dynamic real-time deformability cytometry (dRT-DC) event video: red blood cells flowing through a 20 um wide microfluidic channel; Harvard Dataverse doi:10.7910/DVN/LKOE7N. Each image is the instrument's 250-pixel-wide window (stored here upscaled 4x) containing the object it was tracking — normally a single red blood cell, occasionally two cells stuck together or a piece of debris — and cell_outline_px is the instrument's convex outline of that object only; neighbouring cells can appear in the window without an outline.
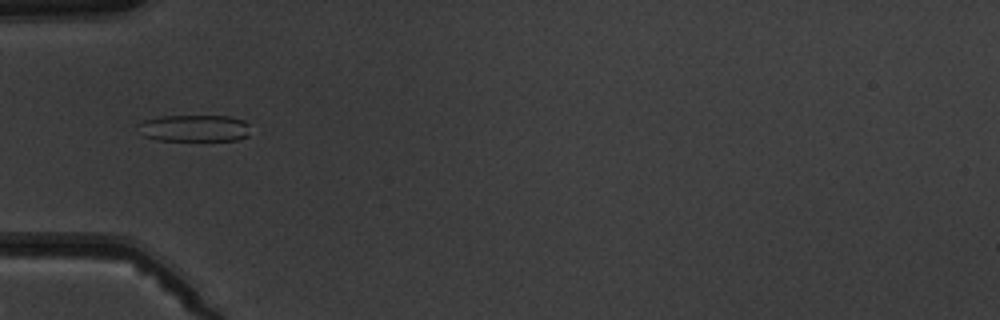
{"species": "common noctule bat (a hibernating species)", "species_latin": "Nyctalus noctula", "temperature_condition": "warm", "stored_images_in_passage": 7, "camera_frame_rate_fps": 3000, "um_per_image_px": 0.085, "animal": {"sex": "male", "body_mass_g": 19.5, "forearm_length_mm": 54.6}, "frame": {"image": 1, "passage_image": 5, "time_ms": 5.333, "image_size_px": [1000, 320], "cell_outline_px": [[248, 136], [236, 140], [156, 140], [144, 136], [136, 124], [144, 120], [160, 116], [232, 116], [244, 120], [248, 124]], "centroid_in_image_um": [16.51, 10.89], "position_along_channel_um": 68.5, "area_um2": 17.57}}
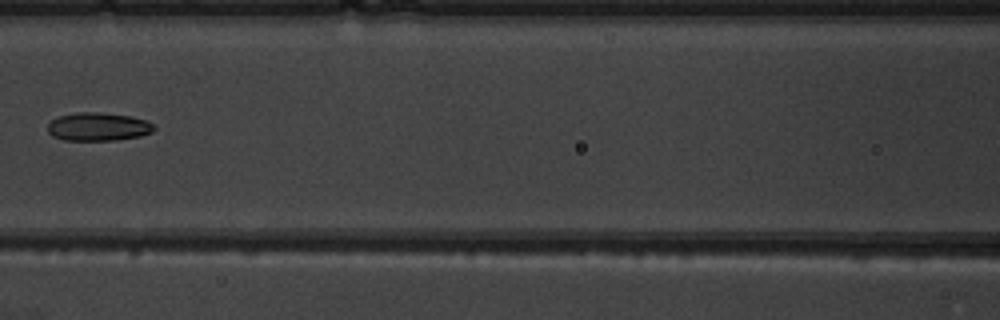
{"frame": {"image": 2, "passage_image": 7, "time_ms": 7.667, "image_size_px": [1000, 320], "cell_outline_px": [[156, 128], [152, 132], [140, 136], [116, 140], [64, 140], [52, 136], [48, 132], [48, 124], [52, 120], [60, 116], [76, 112], [100, 112], [132, 116], [144, 120], [152, 124]], "centroid_in_image_um": [8.34, 10.77], "position_along_channel_um": 158.3, "area_um2": 17.51}}